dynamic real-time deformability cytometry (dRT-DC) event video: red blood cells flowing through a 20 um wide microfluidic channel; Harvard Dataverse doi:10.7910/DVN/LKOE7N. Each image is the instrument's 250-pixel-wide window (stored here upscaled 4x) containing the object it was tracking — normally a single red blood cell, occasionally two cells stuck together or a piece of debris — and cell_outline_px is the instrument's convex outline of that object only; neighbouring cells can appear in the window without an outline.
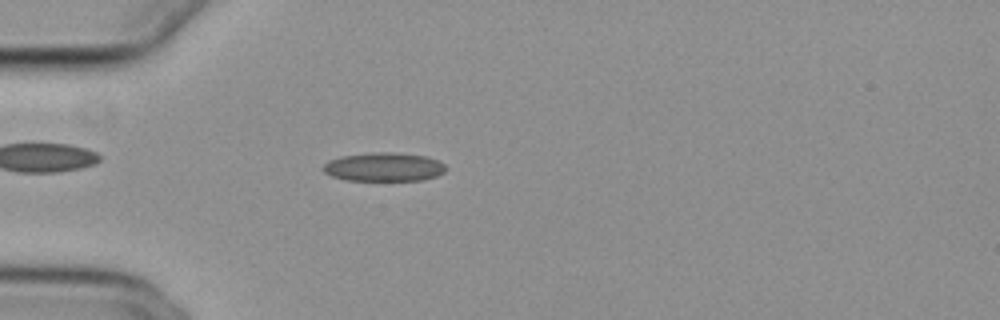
{"species": "common noctule bat (a hibernating species)", "species_latin": "Nyctalus noctula", "temperature_condition": "cold", "stored_images_in_passage": 29, "camera_frame_rate_fps": 3000, "um_per_image_px": 0.085, "animal": {"sex": "female", "body_mass_g": 29.2, "forearm_length_mm": 56.3}, "frame": {"image": 1, "passage_image": 6, "time_ms": 1.667, "image_size_px": [1000, 320], "cell_outline_px": [[444, 172], [436, 176], [424, 180], [344, 180], [332, 176], [324, 172], [324, 164], [328, 160], [340, 156], [372, 152], [388, 152], [428, 156], [444, 164]], "centroid_in_image_um": [32.6, 14.19], "position_along_channel_um": 52.4, "area_um2": 20.46}}
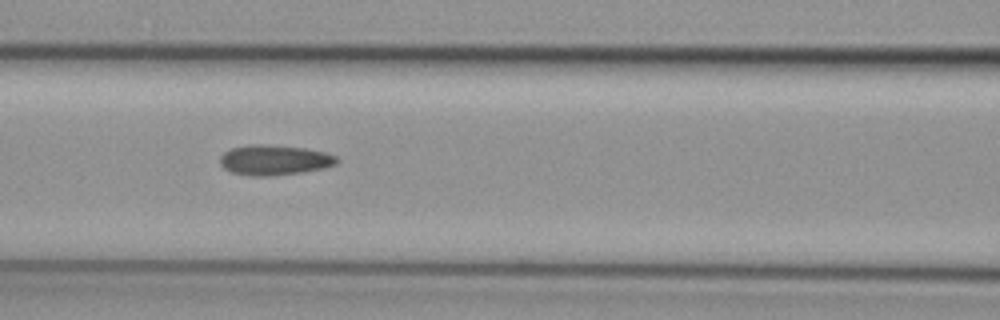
{"frame": {"image": 2, "passage_image": 14, "time_ms": 4.333, "image_size_px": [1000, 320], "cell_outline_px": [[340, 160], [336, 164], [324, 168], [304, 172], [272, 176], [252, 176], [232, 172], [224, 168], [220, 164], [220, 156], [224, 152], [232, 148], [252, 144], [264, 144], [304, 148], [324, 152], [336, 156]], "centroid_in_image_um": [23.33, 13.61], "position_along_channel_um": 143.3, "area_um2": 20.58}}
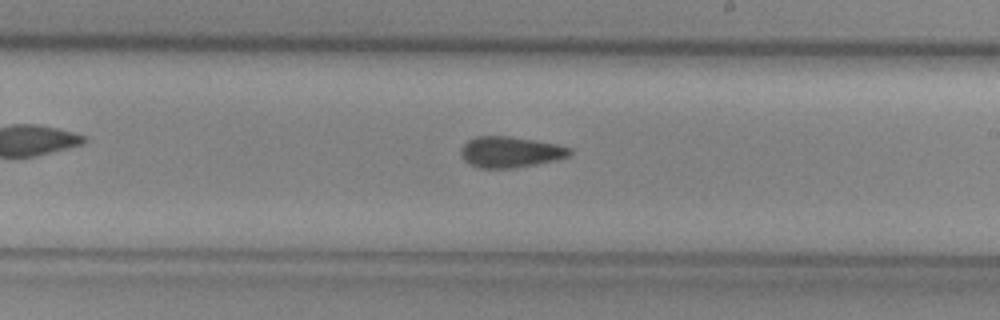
{"frame": {"image": 3, "passage_image": 22, "time_ms": 7.0, "image_size_px": [1000, 320], "cell_outline_px": [[572, 152], [568, 156], [556, 160], [516, 168], [480, 168], [464, 160], [460, 152], [460, 148], [468, 140], [476, 136], [512, 136], [556, 144], [572, 148]], "centroid_in_image_um": [43.38, 12.91], "position_along_channel_um": 245.6, "area_um2": 19.65}}